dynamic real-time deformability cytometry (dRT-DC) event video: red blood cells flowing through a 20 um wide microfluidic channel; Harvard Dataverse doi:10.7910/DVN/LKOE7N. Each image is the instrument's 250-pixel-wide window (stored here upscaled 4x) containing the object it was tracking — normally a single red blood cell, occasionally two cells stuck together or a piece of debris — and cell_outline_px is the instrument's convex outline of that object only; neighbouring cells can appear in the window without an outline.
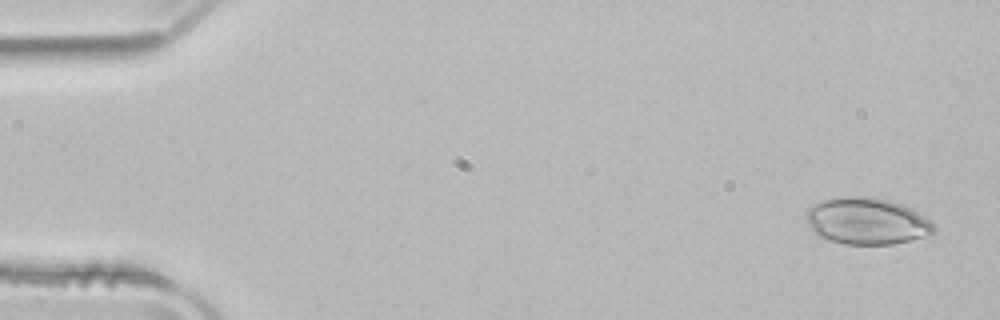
{"species": "common noctule bat (a hibernating species)", "species_latin": "Nyctalus noctula", "temperature_condition": "room temperature", "stored_images_in_passage": 51, "camera_frame_rate_fps": 3000, "um_per_image_px": 0.085, "animal": {"sex": "male", "body_mass_g": 21.5, "forearm_length_mm": 52.0}, "frame": {"image": 1, "passage_image": 3, "time_ms": 0.667, "image_size_px": [1000, 320], "cell_outline_px": [[936, 228], [932, 232], [908, 240], [892, 244], [844, 244], [820, 236], [808, 224], [804, 216], [804, 212], [808, 208], [824, 200], [844, 196], [868, 196], [888, 200], [912, 208], [928, 220]], "centroid_in_image_um": [73.63, 18.77], "position_along_channel_um": 11.4, "area_um2": 34.16}}
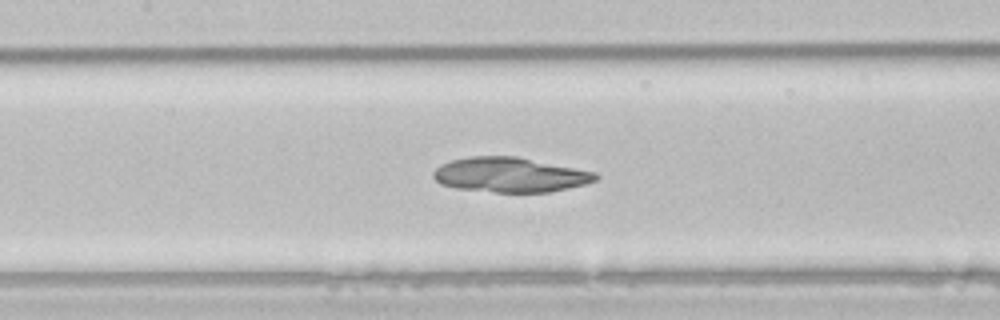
{"frame": {"image": 2, "passage_image": 24, "time_ms": 7.667, "image_size_px": [1000, 320], "cell_outline_px": [[600, 176], [596, 180], [588, 184], [552, 192], [496, 192], [456, 188], [440, 184], [432, 176], [432, 172], [440, 164], [452, 160], [472, 156], [516, 156], [596, 172]], "centroid_in_image_um": [43.37, 14.86], "position_along_channel_um": 164.0, "area_um2": 33.06}}
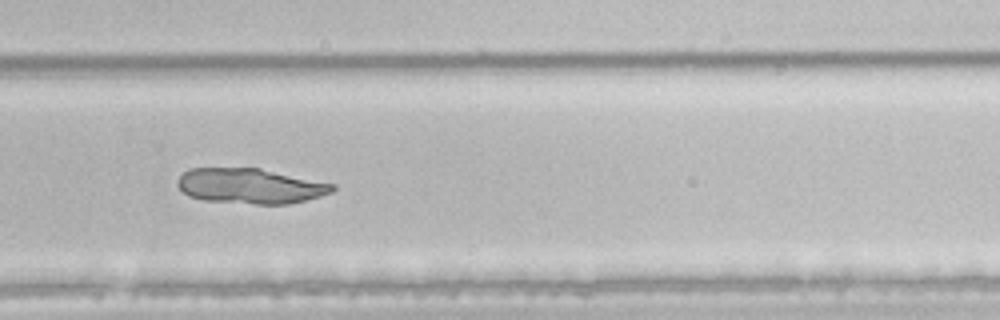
{"frame": {"image": 3, "passage_image": 35, "time_ms": 11.333, "image_size_px": [1000, 320], "cell_outline_px": [[336, 188], [332, 192], [320, 196], [288, 204], [256, 204], [204, 200], [188, 196], [176, 184], [176, 180], [188, 168], [260, 168], [336, 184]], "centroid_in_image_um": [21.27, 15.8], "position_along_channel_um": 308.5, "area_um2": 31.85}}